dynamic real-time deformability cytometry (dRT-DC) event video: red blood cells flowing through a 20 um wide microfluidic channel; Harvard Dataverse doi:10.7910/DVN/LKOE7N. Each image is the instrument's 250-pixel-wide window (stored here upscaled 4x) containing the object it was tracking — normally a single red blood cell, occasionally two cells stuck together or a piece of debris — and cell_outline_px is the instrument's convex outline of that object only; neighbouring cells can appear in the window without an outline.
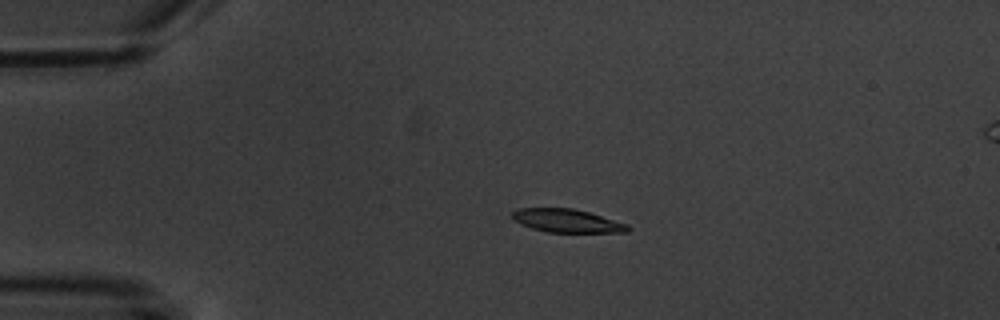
{"species": "common noctule bat (a hibernating species)", "species_latin": "Nyctalus noctula", "temperature_condition": "warm", "stored_images_in_passage": 4, "camera_frame_rate_fps": 3000, "um_per_image_px": 0.085, "animal": {"sex": "male", "body_mass_g": 20.1, "forearm_length_mm": 53.5}, "frame": {"image": 1, "passage_image": 3, "time_ms": 3.0, "image_size_px": [1000, 320], "cell_outline_px": [[632, 228], [628, 232], [548, 232], [532, 228], [520, 224], [512, 220], [512, 212], [516, 208], [572, 208], [588, 212], [628, 224]], "centroid_in_image_um": [48.17, 18.76], "position_along_channel_um": 36.8, "area_um2": 15.72}}